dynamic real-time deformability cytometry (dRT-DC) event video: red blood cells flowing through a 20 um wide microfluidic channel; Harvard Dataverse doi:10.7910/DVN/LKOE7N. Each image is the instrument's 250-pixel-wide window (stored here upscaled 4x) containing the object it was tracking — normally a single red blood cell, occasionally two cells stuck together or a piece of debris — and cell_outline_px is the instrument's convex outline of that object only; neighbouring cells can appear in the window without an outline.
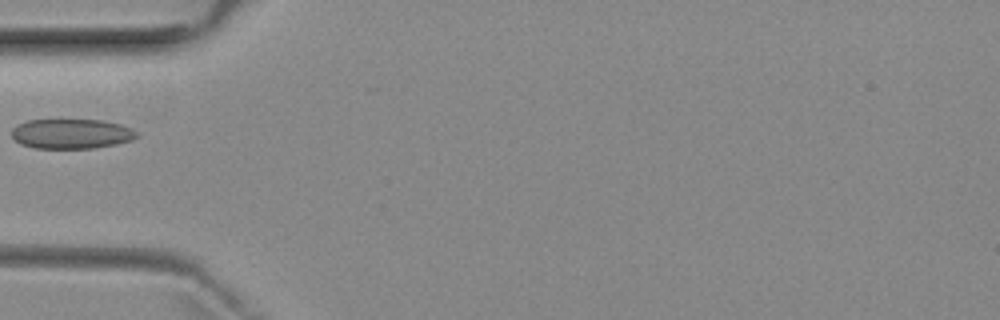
{"species": "common noctule bat (a hibernating species)", "species_latin": "Nyctalus noctula", "temperature_condition": "room temperature", "stored_images_in_passage": 6, "camera_frame_rate_fps": 3000, "um_per_image_px": 0.085, "animal": {"sex": "female", "body_mass_g": 29.2, "forearm_length_mm": 56.3}, "frame": {"image": 1, "passage_image": 5, "time_ms": 5.667, "image_size_px": [1000, 320], "cell_outline_px": [[140, 136], [132, 140], [116, 144], [92, 148], [36, 148], [20, 144], [12, 136], [12, 128], [16, 124], [28, 120], [100, 120], [120, 124], [132, 128]], "centroid_in_image_um": [6.07, 11.37], "position_along_channel_um": 78.9, "area_um2": 21.73}}
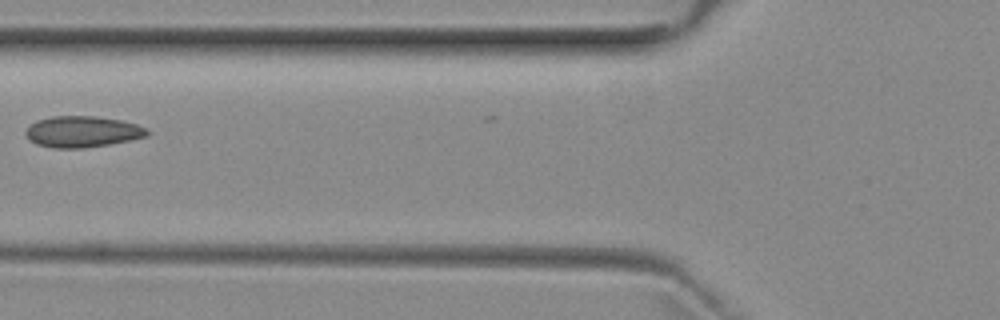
{"frame": {"image": 2, "passage_image": 6, "time_ms": 6.667, "image_size_px": [1000, 320], "cell_outline_px": [[152, 132], [148, 136], [108, 144], [84, 148], [52, 148], [36, 144], [24, 132], [36, 120], [52, 116], [96, 116], [124, 120], [148, 128]], "centroid_in_image_um": [7.06, 11.18], "position_along_channel_um": 118.7, "area_um2": 22.14}}